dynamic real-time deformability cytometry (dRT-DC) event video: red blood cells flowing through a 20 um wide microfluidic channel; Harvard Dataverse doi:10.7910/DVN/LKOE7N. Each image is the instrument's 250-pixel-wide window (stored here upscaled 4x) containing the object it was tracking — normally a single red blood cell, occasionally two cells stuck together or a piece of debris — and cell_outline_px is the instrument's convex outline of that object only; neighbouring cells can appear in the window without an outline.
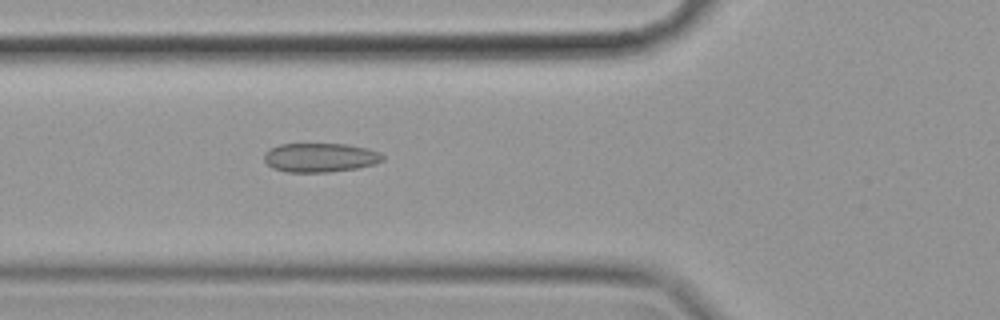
{"species": "common noctule bat (a hibernating species)", "species_latin": "Nyctalus noctula", "temperature_condition": "cold", "stored_images_in_passage": 40, "camera_frame_rate_fps": 3000, "um_per_image_px": 0.085, "animal": {"sex": "female", "body_mass_g": 19.9}, "frame": {"image": 1, "passage_image": 4, "time_ms": 1.0, "image_size_px": [1000, 320], "cell_outline_px": [[384, 160], [372, 164], [356, 168], [328, 172], [288, 172], [272, 168], [264, 160], [264, 152], [268, 148], [280, 144], [348, 144], [368, 148], [380, 152], [384, 156]], "centroid_in_image_um": [27.19, 13.38], "position_along_channel_um": 98.6, "area_um2": 20.17}}
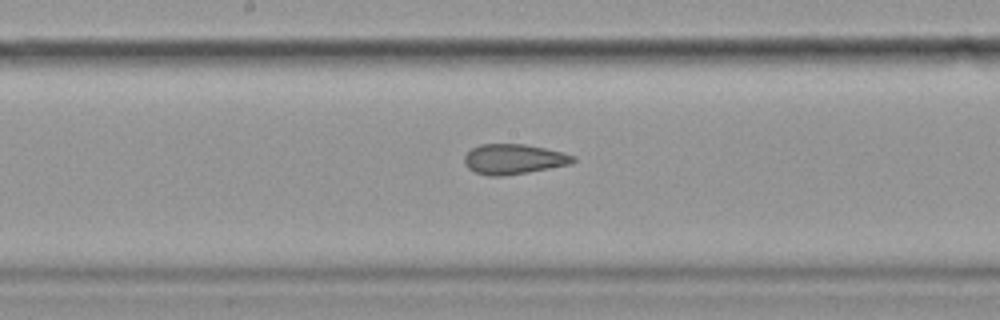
{"frame": {"image": 2, "passage_image": 13, "time_ms": 4.0, "image_size_px": [1000, 320], "cell_outline_px": [[576, 160], [572, 164], [528, 172], [504, 176], [492, 176], [476, 172], [468, 168], [464, 164], [464, 156], [472, 148], [480, 144], [524, 144], [564, 152], [576, 156]], "centroid_in_image_um": [43.69, 13.52], "position_along_channel_um": 204.5, "area_um2": 19.13}}
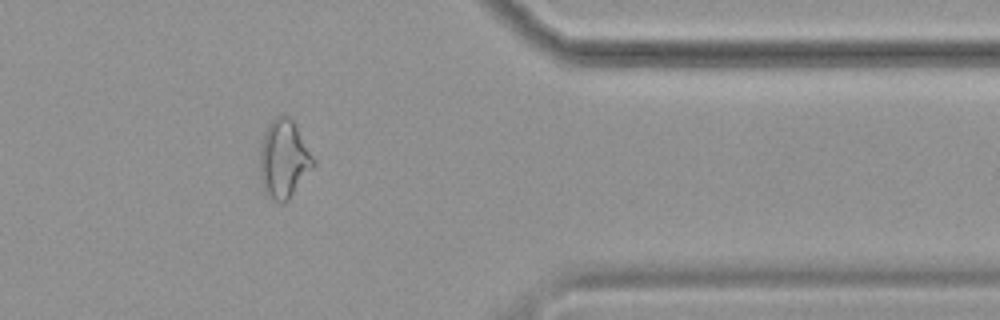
{"frame": {"image": 3, "passage_image": 30, "time_ms": 9.667, "image_size_px": [1000, 320], "cell_outline_px": [[316, 164], [288, 200], [284, 204], [280, 204], [268, 196], [264, 192], [260, 176], [260, 148], [264, 132], [268, 124], [276, 116], [288, 116], [296, 124], [316, 160]], "centroid_in_image_um": [24.14, 13.53], "position_along_channel_um": 387.3, "area_um2": 24.62}, "authors_computed_cell_mechanics": {"area_um2": 19.7676, "velocity_mm_per_s": 3.5319, "shape_relaxation_time_tau1_ms": null, "shape_relaxation_time_tau2_ms": 2.2373, "deformation_change_tau1": null, "deformation_change_tau2": 0.0929}}